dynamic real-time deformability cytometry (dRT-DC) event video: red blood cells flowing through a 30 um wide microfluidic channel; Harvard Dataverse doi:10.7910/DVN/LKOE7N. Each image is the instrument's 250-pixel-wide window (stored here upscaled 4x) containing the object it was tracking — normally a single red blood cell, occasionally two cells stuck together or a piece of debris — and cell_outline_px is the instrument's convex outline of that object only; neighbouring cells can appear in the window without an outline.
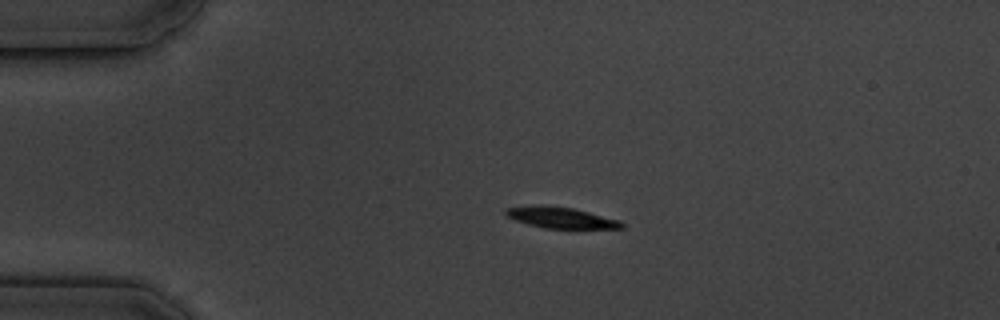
{"species": "common noctule bat (a hibernating species)", "species_latin": "Nyctalus noctula", "temperature_condition": "cold", "stored_images_in_passage": 4, "camera_frame_rate_fps": 3000, "um_per_image_px": 0.085, "animal": {"sex": "male", "body_mass_g": 19.5, "forearm_length_mm": 54.6}, "frame": {"image": 1, "passage_image": 3, "time_ms": 2.333, "image_size_px": [1000, 320], "cell_outline_px": [[624, 228], [544, 228], [528, 224], [516, 220], [508, 216], [504, 212], [504, 208], [540, 204], [572, 208], [620, 220], [624, 224]], "centroid_in_image_um": [47.65, 18.49], "position_along_channel_um": 37.4, "area_um2": 14.1}}